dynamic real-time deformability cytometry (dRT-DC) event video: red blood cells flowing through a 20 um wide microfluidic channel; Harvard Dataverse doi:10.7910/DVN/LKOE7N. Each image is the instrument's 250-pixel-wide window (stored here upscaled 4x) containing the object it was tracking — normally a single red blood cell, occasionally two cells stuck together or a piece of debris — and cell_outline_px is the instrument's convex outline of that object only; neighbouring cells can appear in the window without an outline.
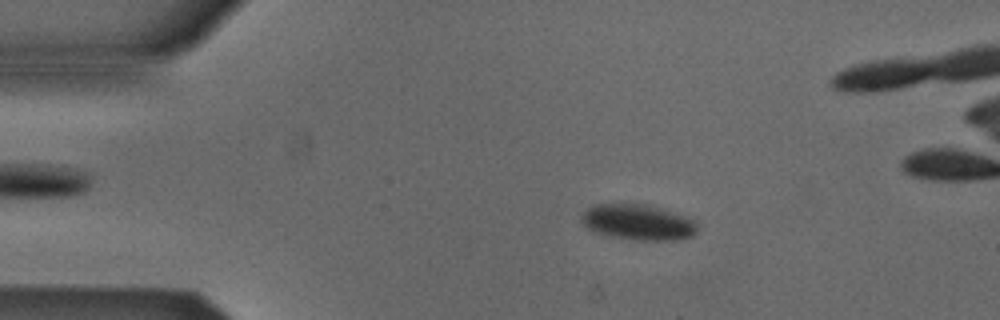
{"species": "Egyptian fruit bat (a non-hibernating species)", "species_latin": "Rousettus aegyptiacus", "temperature_condition": "cold", "stored_images_in_passage": 54, "camera_frame_rate_fps": 3000, "um_per_image_px": 0.085, "animal": {"sex": "male"}, "frame": {"image": 1, "passage_image": 10, "time_ms": 3.0, "image_size_px": [1000, 320], "cell_outline_px": [[696, 232], [692, 236], [680, 240], [632, 240], [608, 236], [592, 232], [580, 220], [580, 216], [588, 208], [596, 204], [644, 204], [660, 208], [696, 220]], "centroid_in_image_um": [54.21, 18.9], "position_along_channel_um": 30.8, "area_um2": 24.16}}
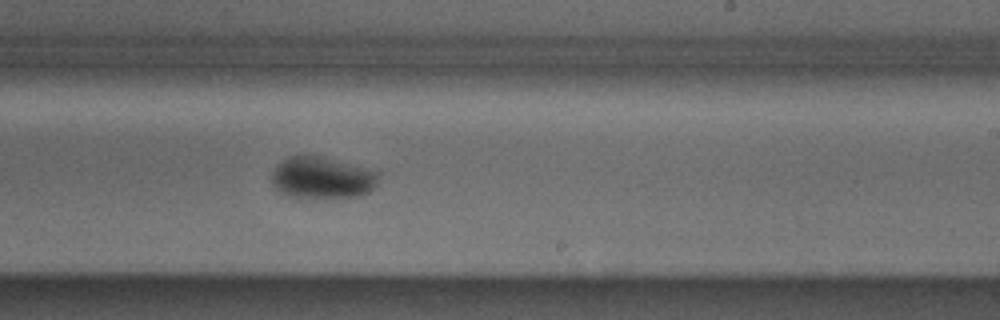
{"frame": {"image": 2, "passage_image": 32, "time_ms": 10.333, "image_size_px": [1000, 320], "cell_outline_px": [[380, 172], [376, 184], [368, 192], [360, 196], [284, 196], [272, 184], [272, 172], [276, 164], [288, 156], [320, 156]], "centroid_in_image_um": [27.34, 15.09], "position_along_channel_um": 261.7, "area_um2": 25.43}}
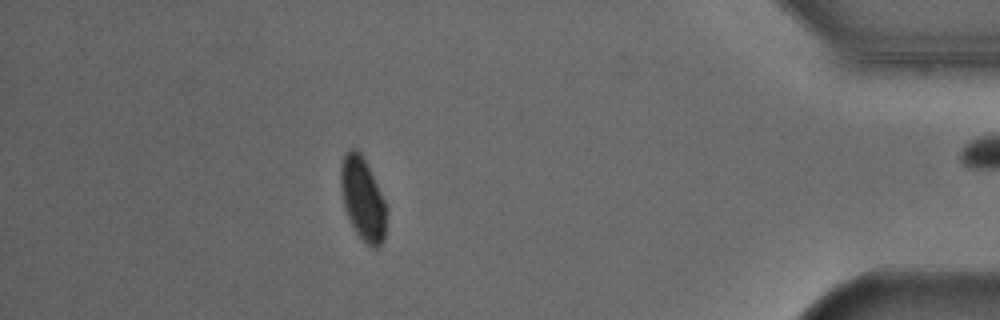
{"frame": {"image": 3, "passage_image": 47, "time_ms": 15.333, "image_size_px": [1000, 320], "cell_outline_px": [[388, 212], [384, 240], [376, 248], [372, 248], [364, 244], [356, 232], [344, 208], [340, 188], [340, 164], [344, 152], [348, 148], [356, 148], [360, 152], [388, 208]], "centroid_in_image_um": [30.82, 16.93], "position_along_channel_um": 404.4, "area_um2": 22.37}}